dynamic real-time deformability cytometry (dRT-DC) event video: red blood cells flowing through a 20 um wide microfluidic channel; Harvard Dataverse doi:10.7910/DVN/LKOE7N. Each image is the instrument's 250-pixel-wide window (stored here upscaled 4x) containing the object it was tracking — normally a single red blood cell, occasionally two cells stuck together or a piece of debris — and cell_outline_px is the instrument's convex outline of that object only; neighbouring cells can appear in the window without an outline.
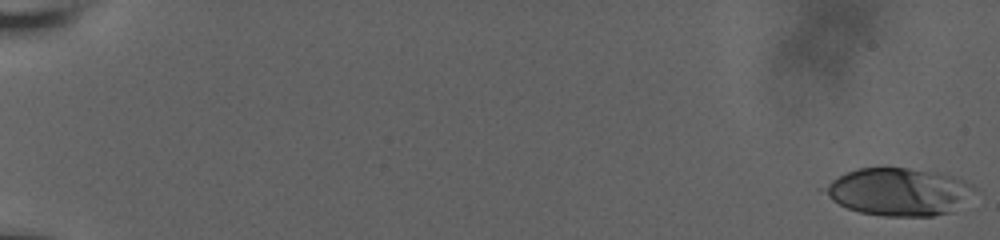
{"species": "human", "species_latin": "Homo sapiens", "temperature_condition": "room temperature", "stored_images_in_passage": 68, "camera_frame_rate_fps": 3000, "um_per_image_px": 0.085, "donor": {"sex": "male"}, "frame": {"image": 1, "passage_image": 1, "time_ms": 0.0, "image_size_px": [1000, 240], "cell_outline_px": [[980, 192], [952, 212], [932, 216], [884, 216], [860, 212], [848, 208], [832, 200], [816, 188], [848, 172], [860, 168], [908, 168], [948, 176], [964, 180], [972, 184]], "centroid_in_image_um": [76.4, 16.32], "position_along_channel_um": 8.6, "area_um2": 41.73}}
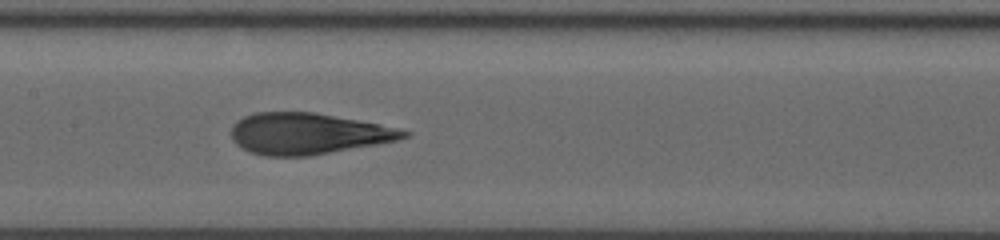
{"frame": {"image": 2, "passage_image": 37, "time_ms": 10.333, "image_size_px": [1000, 240], "cell_outline_px": [[412, 132], [408, 136], [396, 140], [376, 144], [308, 156], [268, 156], [252, 152], [240, 148], [232, 140], [232, 124], [236, 120], [244, 116], [256, 112], [312, 112], [380, 124], [400, 128]], "centroid_in_image_um": [26.14, 11.35], "position_along_channel_um": 181.3, "area_um2": 41.27}}
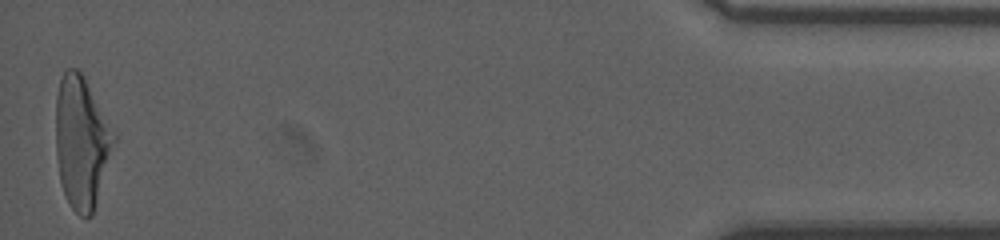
{"frame": {"image": 3, "passage_image": 67, "time_ms": 19.0, "image_size_px": [1000, 240], "cell_outline_px": [[116, 140], [92, 216], [80, 216], [68, 204], [60, 180], [56, 152], [56, 96], [60, 80], [64, 72], [68, 68], [76, 68], [84, 76], [116, 136]], "centroid_in_image_um": [6.92, 12.09], "position_along_channel_um": 428.3, "area_um2": 44.33}, "authors_computed_cell_mechanics": {"area_um2": 41.9917, "velocity_mm_per_s": 3.7857, "shape_relaxation_time_tau1_ms": 8.1534, "shape_relaxation_time_tau2_ms": 1.0859, "deformation_change_tau1": 0.2535, "deformation_change_tau2": 0.0962}}